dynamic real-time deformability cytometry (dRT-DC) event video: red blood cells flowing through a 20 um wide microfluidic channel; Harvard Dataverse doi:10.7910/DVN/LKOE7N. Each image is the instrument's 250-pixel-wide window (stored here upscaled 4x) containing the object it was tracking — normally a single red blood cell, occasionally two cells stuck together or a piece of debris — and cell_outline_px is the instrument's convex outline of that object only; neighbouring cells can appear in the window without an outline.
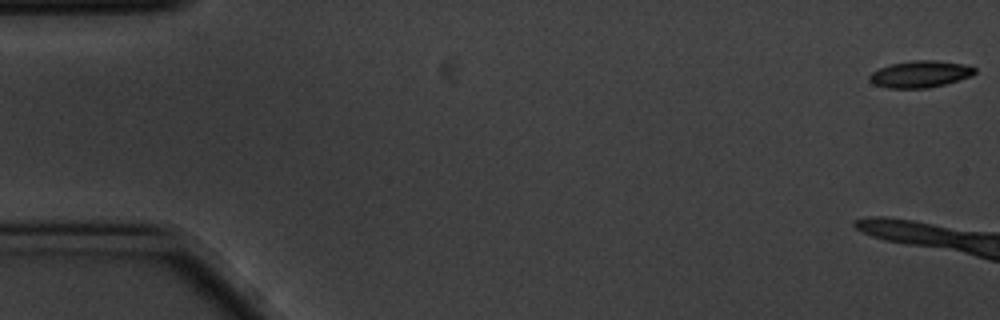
{"species": "common noctule bat (a hibernating species)", "species_latin": "Nyctalus noctula", "temperature_condition": "cold", "stored_images_in_passage": 10, "camera_frame_rate_fps": 3000, "um_per_image_px": 0.085, "animal": {"sex": "male", "body_mass_g": 20.1, "forearm_length_mm": 53.5}, "frame": {"image": 1, "passage_image": 1, "time_ms": 0.0, "image_size_px": [1000, 320], "cell_outline_px": [[976, 72], [972, 76], [944, 84], [928, 88], [888, 88], [872, 84], [868, 76], [872, 72], [880, 68], [892, 64], [912, 60], [936, 60], [964, 64], [976, 68]], "centroid_in_image_um": [78.22, 6.3], "position_along_channel_um": 6.8, "area_um2": 16.42}}